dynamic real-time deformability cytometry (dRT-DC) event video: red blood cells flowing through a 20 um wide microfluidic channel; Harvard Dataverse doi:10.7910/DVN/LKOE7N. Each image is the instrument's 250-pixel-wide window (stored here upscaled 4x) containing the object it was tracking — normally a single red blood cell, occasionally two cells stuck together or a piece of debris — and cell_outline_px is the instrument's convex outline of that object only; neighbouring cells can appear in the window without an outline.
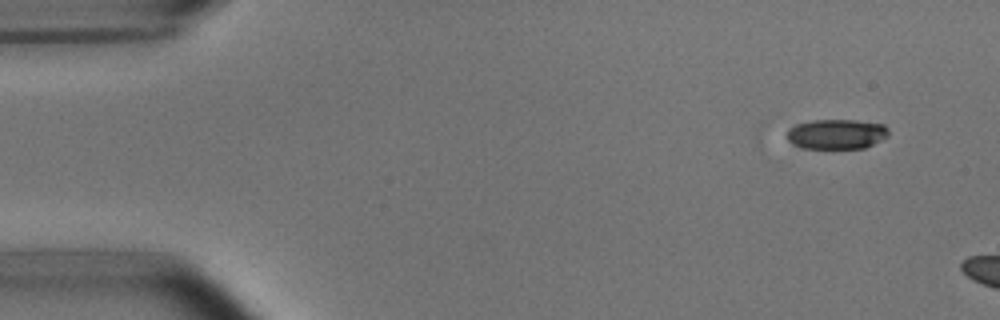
{"species": "common noctule bat (a hibernating species)", "species_latin": "Nyctalus noctula", "temperature_condition": "room temperature", "stored_images_in_passage": 3, "camera_frame_rate_fps": 3000, "um_per_image_px": 0.085, "animal": {"sex": "male", "body_mass_g": 15.6}, "frame": {"image": 1, "passage_image": 1, "time_ms": 0.0, "image_size_px": [1000, 320], "cell_outline_px": [[888, 136], [864, 148], [800, 148], [792, 144], [784, 136], [788, 128], [796, 124], [812, 120], [856, 120], [884, 124], [888, 128]], "centroid_in_image_um": [71.05, 11.39], "position_along_channel_um": 13.9, "area_um2": 17.92}}